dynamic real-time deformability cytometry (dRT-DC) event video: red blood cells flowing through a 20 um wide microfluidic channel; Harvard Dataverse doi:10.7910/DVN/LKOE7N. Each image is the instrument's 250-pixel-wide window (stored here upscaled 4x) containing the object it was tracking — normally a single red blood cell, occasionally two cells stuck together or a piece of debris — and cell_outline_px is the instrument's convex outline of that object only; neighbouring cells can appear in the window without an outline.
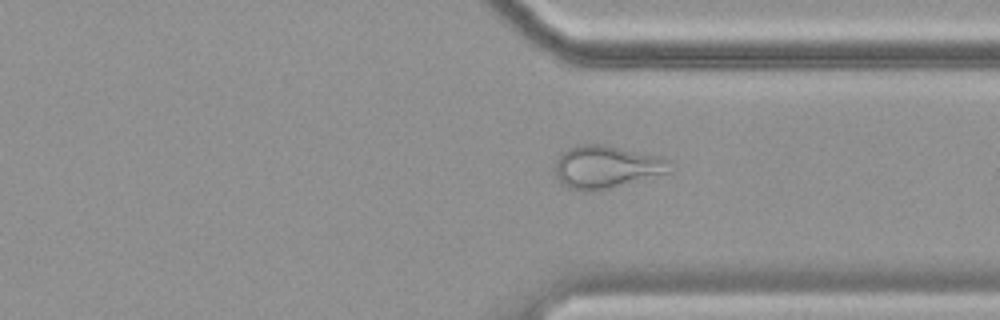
{"species": "common noctule bat (a hibernating species)", "species_latin": "Nyctalus noctula", "temperature_condition": "cold", "stored_images_in_passage": 57, "camera_frame_rate_fps": 3000, "um_per_image_px": 0.085, "animal": {"sex": "female", "body_mass_g": 19.9}, "frame": {"image": 1, "passage_image": 43, "time_ms": 14.0, "image_size_px": [1000, 320], "cell_outline_px": [[672, 172], [612, 188], [588, 192], [584, 192], [568, 188], [560, 184], [556, 176], [556, 160], [560, 152], [576, 144], [604, 144], [660, 156], [668, 160]], "centroid_in_image_um": [51.51, 14.19], "position_along_channel_um": 359.9, "area_um2": 29.07}}
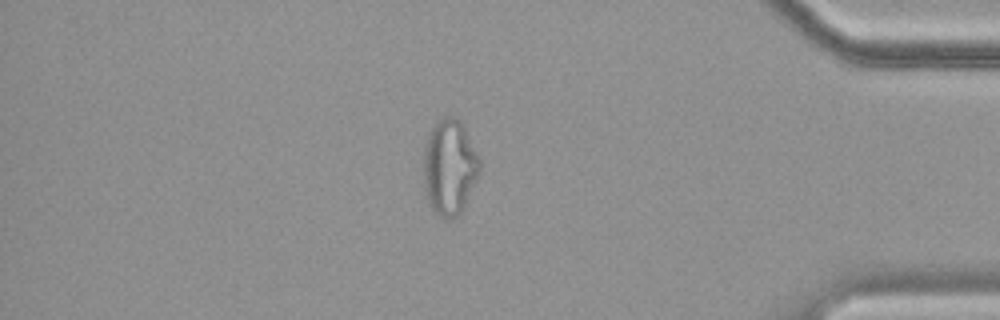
{"frame": {"image": 2, "passage_image": 49, "time_ms": 16.0, "image_size_px": [1000, 320], "cell_outline_px": [[480, 172], [460, 212], [452, 220], [444, 220], [428, 204], [424, 192], [424, 144], [428, 132], [444, 116], [456, 116], [460, 120], [480, 156]], "centroid_in_image_um": [38.2, 14.2], "position_along_channel_um": 397.0, "area_um2": 31.44}}